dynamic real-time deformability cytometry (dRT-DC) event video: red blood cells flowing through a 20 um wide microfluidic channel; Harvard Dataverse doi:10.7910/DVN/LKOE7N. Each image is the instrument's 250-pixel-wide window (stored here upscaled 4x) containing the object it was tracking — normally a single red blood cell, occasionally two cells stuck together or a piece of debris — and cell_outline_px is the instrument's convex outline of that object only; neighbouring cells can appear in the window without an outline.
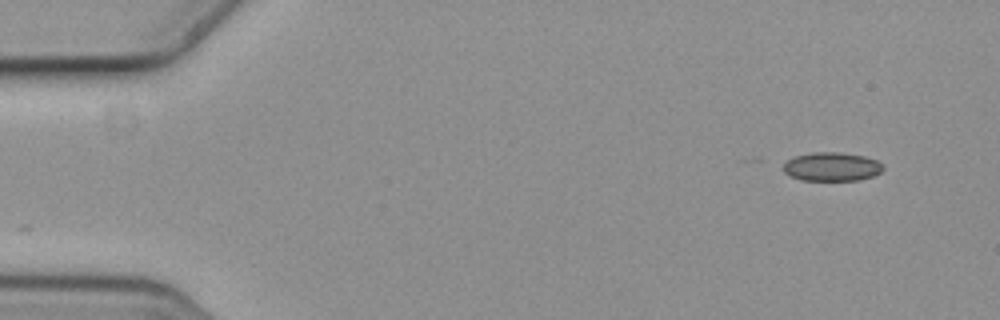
{"species": "common noctule bat (a hibernating species)", "species_latin": "Nyctalus noctula", "temperature_condition": "cold", "stored_images_in_passage": 4, "camera_frame_rate_fps": 3000, "um_per_image_px": 0.085, "animal": {"sex": "female", "body_mass_g": 19.3, "forearm_length_mm": 54.1}, "frame": {"image": 1, "passage_image": 1, "time_ms": 0.0, "image_size_px": [1000, 320], "cell_outline_px": [[884, 168], [880, 172], [872, 176], [860, 180], [800, 180], [784, 172], [784, 164], [788, 160], [796, 156], [812, 152], [840, 152], [864, 156], [876, 160]], "centroid_in_image_um": [70.7, 14.17], "position_along_channel_um": 14.3, "area_um2": 16.53}}